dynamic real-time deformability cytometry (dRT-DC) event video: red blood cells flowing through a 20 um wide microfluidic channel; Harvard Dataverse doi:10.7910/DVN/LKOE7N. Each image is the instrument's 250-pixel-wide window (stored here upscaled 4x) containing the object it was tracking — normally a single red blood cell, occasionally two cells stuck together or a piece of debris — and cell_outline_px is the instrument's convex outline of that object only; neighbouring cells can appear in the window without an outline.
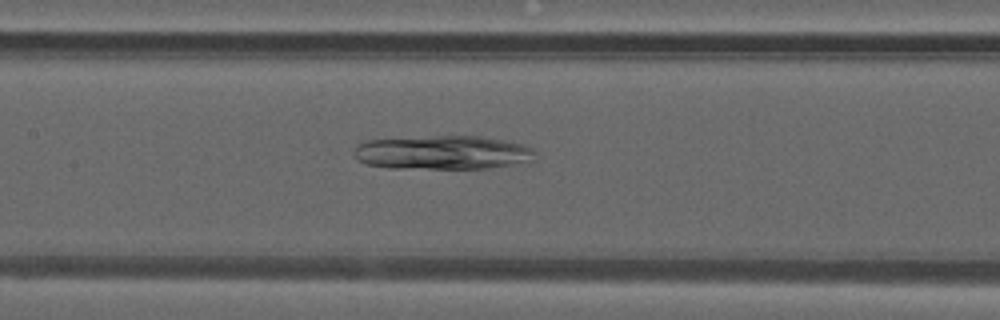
{"species": "common noctule bat (a hibernating species)", "species_latin": "Nyctalus noctula", "temperature_condition": "warm", "stored_images_in_passage": 49, "camera_frame_rate_fps": 3000, "um_per_image_px": 0.085, "animal": {"sex": "male", "forearm_length_mm": 52.5}, "frame": {"image": 1, "passage_image": 23, "time_ms": 7.333, "image_size_px": [1000, 320], "cell_outline_px": [[536, 160], [488, 168], [388, 168], [364, 164], [356, 160], [352, 152], [364, 140], [440, 136], [484, 136], [524, 144], [532, 148], [536, 152]], "centroid_in_image_um": [37.63, 12.96], "position_along_channel_um": 169.8, "area_um2": 36.01}}
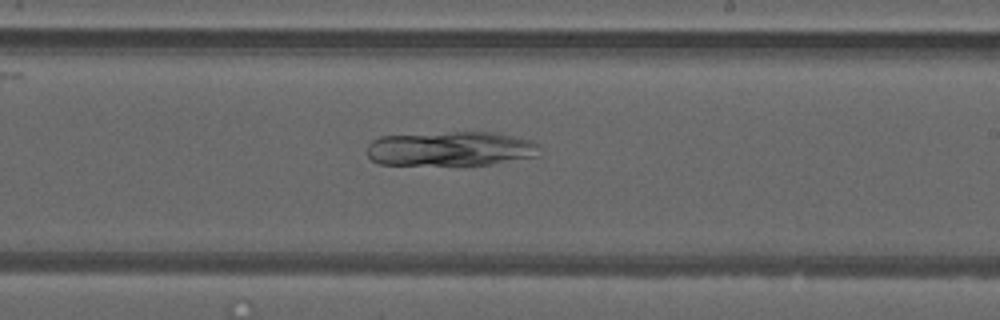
{"frame": {"image": 2, "passage_image": 29, "time_ms": 9.333, "image_size_px": [1000, 320], "cell_outline_px": [[540, 156], [492, 164], [380, 164], [372, 160], [368, 156], [368, 144], [372, 140], [380, 136], [452, 132], [492, 132], [532, 140], [540, 144]], "centroid_in_image_um": [38.36, 12.63], "position_along_channel_um": 250.6, "area_um2": 34.68}}
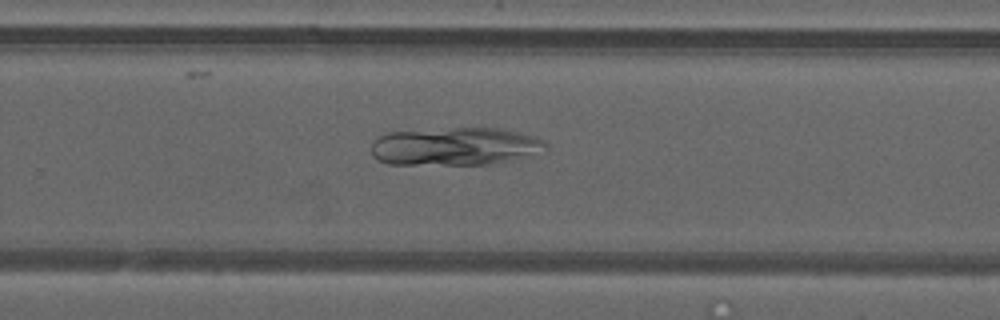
{"frame": {"image": 3, "passage_image": 32, "time_ms": 10.333, "image_size_px": [1000, 320], "cell_outline_px": [[548, 148], [524, 156], [488, 164], [388, 164], [376, 160], [372, 156], [372, 144], [380, 136], [388, 132], [456, 128], [496, 128], [532, 136], [544, 140], [548, 144]], "centroid_in_image_um": [38.61, 12.44], "position_along_channel_um": 291.2, "area_um2": 37.97}}